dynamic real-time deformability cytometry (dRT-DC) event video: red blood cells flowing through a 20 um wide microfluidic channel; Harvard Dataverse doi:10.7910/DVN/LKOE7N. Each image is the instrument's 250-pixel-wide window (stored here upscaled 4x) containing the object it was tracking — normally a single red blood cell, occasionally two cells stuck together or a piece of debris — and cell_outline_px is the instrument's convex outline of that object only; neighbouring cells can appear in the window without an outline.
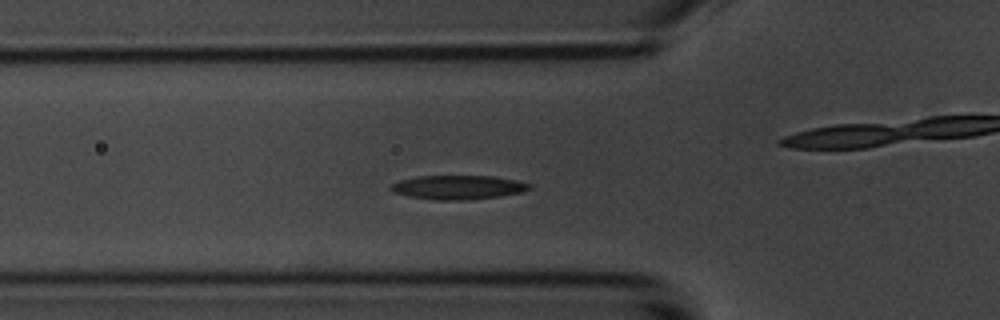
{"species": "common noctule bat (a hibernating species)", "species_latin": "Nyctalus noctula", "temperature_condition": "room temperature", "stored_images_in_passage": 53, "camera_frame_rate_fps": 3000, "um_per_image_px": 0.085, "animal": {"sex": "male", "body_mass_g": 20.1, "forearm_length_mm": 53.5}, "frame": {"image": 1, "passage_image": 16, "time_ms": 5.0, "image_size_px": [1000, 320], "cell_outline_px": [[532, 188], [520, 192], [500, 196], [468, 200], [432, 200], [408, 196], [396, 192], [392, 188], [392, 184], [400, 180], [416, 176], [492, 176], [516, 180], [532, 184]], "centroid_in_image_um": [38.97, 15.92], "position_along_channel_um": 86.8, "area_um2": 19.31}, "authors_computed_cell_mechanics": {"area_um2": 18.9006, "velocity_mm_per_s": 3.6542, "shape_relaxation_time_tau1_ms": 3.4422, "shape_relaxation_time_tau2_ms": 4.2589, "deformation_change_tau1": 0.1305, "deformation_change_tau2": 0.1029}}